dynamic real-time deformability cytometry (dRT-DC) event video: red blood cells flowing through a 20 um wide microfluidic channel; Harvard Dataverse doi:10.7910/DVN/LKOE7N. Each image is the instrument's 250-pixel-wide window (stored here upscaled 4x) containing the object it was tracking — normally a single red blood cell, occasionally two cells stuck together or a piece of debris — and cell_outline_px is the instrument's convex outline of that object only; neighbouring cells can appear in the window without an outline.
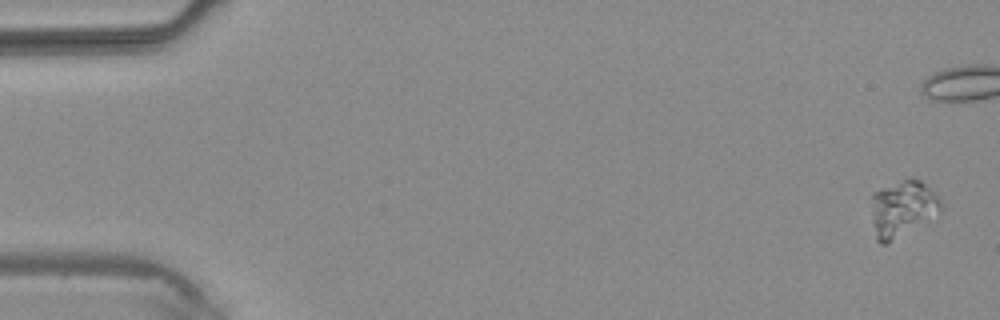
{"species": "common noctule bat (a hibernating species)", "species_latin": "Nyctalus noctula", "temperature_condition": "warm", "stored_images_in_passage": 5, "camera_frame_rate_fps": 3000, "um_per_image_px": 0.085, "animal": {"sex": "male", "body_mass_g": 20.4}, "frame": {"image": 1, "passage_image": 1, "time_ms": 0.0, "image_size_px": [1000, 320], "cell_outline_px": [[944, 208], [940, 212], [888, 244], [880, 244], [876, 240], [872, 212], [872, 192], [880, 188], [904, 180], [920, 180], [940, 200]], "centroid_in_image_um": [76.69, 17.76], "position_along_channel_um": 8.3, "area_um2": 22.31}}